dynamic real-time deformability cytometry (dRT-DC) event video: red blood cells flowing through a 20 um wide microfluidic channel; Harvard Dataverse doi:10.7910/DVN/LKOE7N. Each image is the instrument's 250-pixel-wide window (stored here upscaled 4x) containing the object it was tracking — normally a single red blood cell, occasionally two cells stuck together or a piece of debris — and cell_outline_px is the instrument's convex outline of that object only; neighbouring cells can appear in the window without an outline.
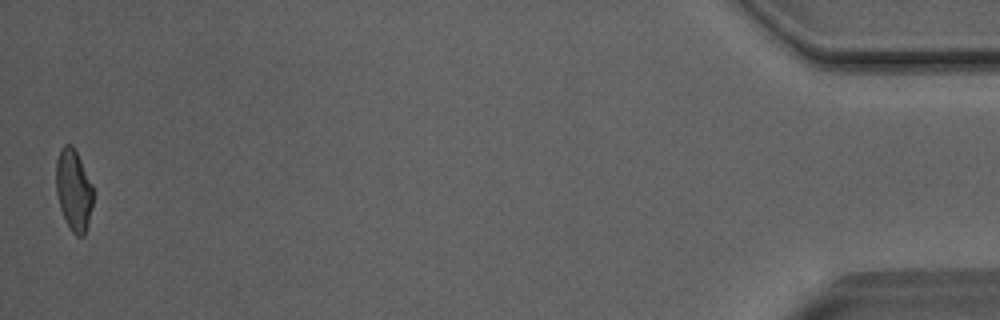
{"species": "Egyptian fruit bat (a non-hibernating species)", "species_latin": "Rousettus aegyptiacus", "temperature_condition": "room temperature", "stored_images_in_passage": 38, "camera_frame_rate_fps": 3000, "um_per_image_px": 0.085, "animal": {"sex": "male"}, "frame": {"image": 1, "passage_image": 38, "time_ms": 12.333, "image_size_px": [1000, 320], "cell_outline_px": [[92, 204], [88, 224], [84, 236], [76, 236], [72, 232], [60, 208], [56, 192], [56, 160], [60, 148], [64, 144], [72, 144], [92, 184]], "centroid_in_image_um": [6.24, 16.14], "position_along_channel_um": 429.0, "area_um2": 17.4}, "authors_computed_cell_mechanics": {"area_um2": 18.4671, "velocity_mm_per_s": 4.063, "shape_relaxation_time_tau1_ms": 9.7149, "shape_relaxation_time_tau2_ms": 1.1967, "deformation_change_tau1": 0.1886, "deformation_change_tau2": 0.0768}}